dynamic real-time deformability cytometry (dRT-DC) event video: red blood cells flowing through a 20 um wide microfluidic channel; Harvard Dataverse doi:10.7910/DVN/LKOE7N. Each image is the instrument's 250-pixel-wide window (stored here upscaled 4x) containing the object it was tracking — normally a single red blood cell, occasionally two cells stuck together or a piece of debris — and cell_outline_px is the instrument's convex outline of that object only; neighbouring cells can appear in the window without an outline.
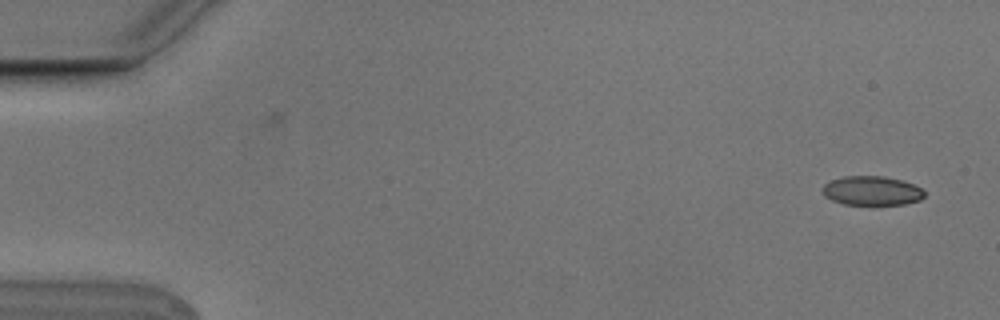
{"species": "Egyptian fruit bat (a non-hibernating species)", "species_latin": "Rousettus aegyptiacus", "temperature_condition": "cold", "stored_images_in_passage": 2, "camera_frame_rate_fps": 3000, "um_per_image_px": 0.085, "animal": {"sex": "male"}, "frame": {"image": 1, "passage_image": 2, "time_ms": 0.333, "image_size_px": [1000, 320], "cell_outline_px": [[924, 196], [920, 200], [904, 204], [844, 204], [832, 200], [824, 196], [824, 184], [832, 180], [844, 176], [884, 176], [904, 180], [920, 188], [924, 192]], "centroid_in_image_um": [74.12, 16.2], "position_along_channel_um": 10.9, "area_um2": 17.17}}